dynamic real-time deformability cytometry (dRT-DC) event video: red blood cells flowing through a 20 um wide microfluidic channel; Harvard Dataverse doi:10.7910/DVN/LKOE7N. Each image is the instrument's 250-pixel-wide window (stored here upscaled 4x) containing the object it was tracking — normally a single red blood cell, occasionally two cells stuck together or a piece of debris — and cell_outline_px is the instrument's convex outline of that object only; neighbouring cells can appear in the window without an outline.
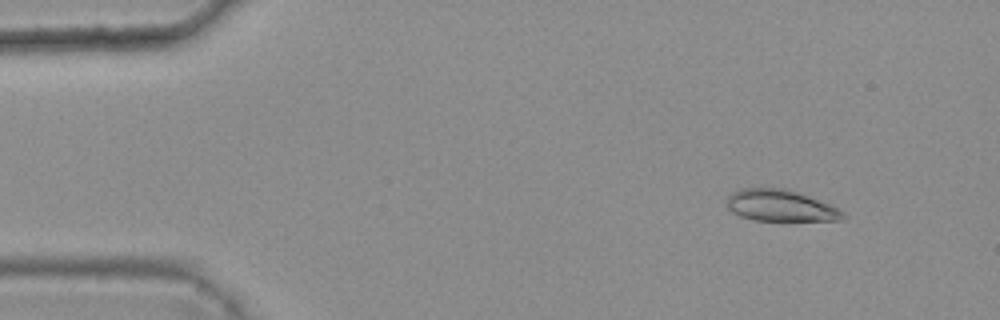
{"species": "common noctule bat (a hibernating species)", "species_latin": "Nyctalus noctula", "temperature_condition": "warm", "stored_images_in_passage": 45, "camera_frame_rate_fps": 3000, "um_per_image_px": 0.085, "animal": {"sex": "female", "body_mass_g": 25.1}, "frame": {"image": 1, "passage_image": 5, "time_ms": 1.333, "image_size_px": [1000, 320], "cell_outline_px": [[844, 216], [840, 220], [752, 220], [740, 216], [732, 212], [728, 208], [724, 200], [732, 192], [740, 188], [784, 188], [808, 196], [828, 204], [844, 212]], "centroid_in_image_um": [66.24, 17.47], "position_along_channel_um": 18.8, "area_um2": 21.1}}
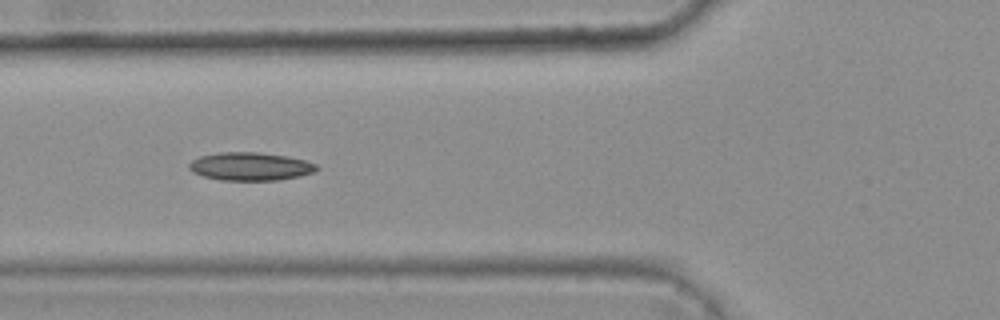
{"frame": {"image": 2, "passage_image": 19, "time_ms": 6.0, "image_size_px": [1000, 320], "cell_outline_px": [[320, 168], [312, 172], [300, 176], [276, 180], [220, 180], [204, 176], [192, 172], [188, 168], [188, 164], [192, 160], [200, 156], [220, 152], [256, 152], [288, 156], [304, 160], [316, 164]], "centroid_in_image_um": [21.26, 14.14], "position_along_channel_um": 104.5, "area_um2": 20.87}}
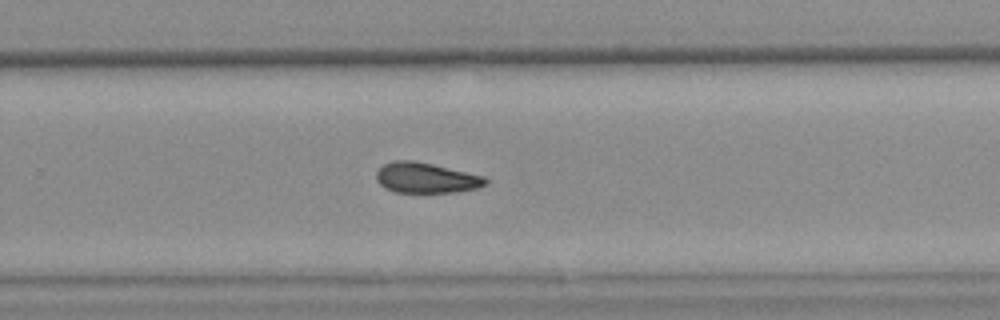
{"frame": {"image": 3, "passage_image": 34, "time_ms": 11.0, "image_size_px": [1000, 320], "cell_outline_px": [[488, 184], [480, 188], [456, 192], [396, 192], [384, 188], [376, 180], [376, 172], [384, 164], [392, 160], [412, 160], [432, 164], [484, 176], [488, 180]], "centroid_in_image_um": [36.22, 15.12], "position_along_channel_um": 293.6, "area_um2": 19.42}, "authors_computed_cell_mechanics": {"area_um2": 20.1144, "velocity_mm_per_s": 3.788, "shape_relaxation_time_tau1_ms": null, "shape_relaxation_time_tau2_ms": 6.0421, "deformation_change_tau1": null, "deformation_change_tau2": 0.1279}}